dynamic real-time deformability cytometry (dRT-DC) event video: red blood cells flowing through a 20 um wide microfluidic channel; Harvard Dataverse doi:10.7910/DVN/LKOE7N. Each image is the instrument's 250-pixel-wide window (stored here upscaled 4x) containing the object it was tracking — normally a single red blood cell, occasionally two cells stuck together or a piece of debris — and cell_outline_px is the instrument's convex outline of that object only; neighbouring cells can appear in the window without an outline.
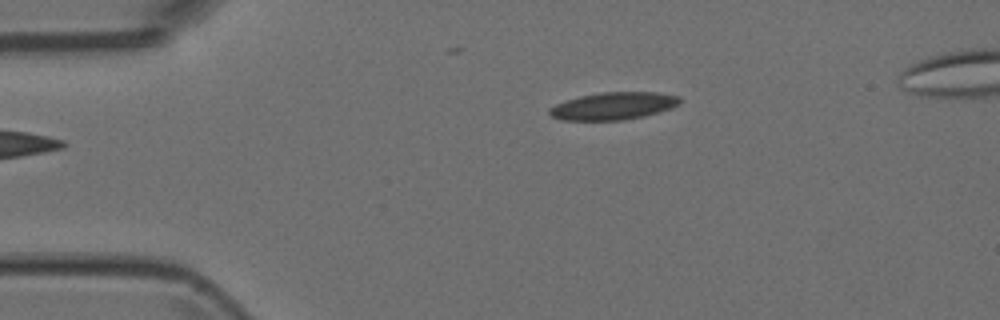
{"species": "Egyptian fruit bat (a non-hibernating species)", "species_latin": "Rousettus aegyptiacus", "temperature_condition": "room temperature", "stored_images_in_passage": 4, "camera_frame_rate_fps": 3000, "um_per_image_px": 0.085, "animal": {"sex": "female"}, "frame": {"image": 1, "passage_image": 1, "time_ms": 0.0, "image_size_px": [1000, 320], "cell_outline_px": [[680, 104], [672, 108], [644, 116], [620, 120], [560, 120], [552, 116], [548, 112], [548, 108], [556, 104], [580, 96], [600, 92], [656, 92], [680, 96]], "centroid_in_image_um": [52.15, 9.0], "position_along_channel_um": 32.9, "area_um2": 20.81}}
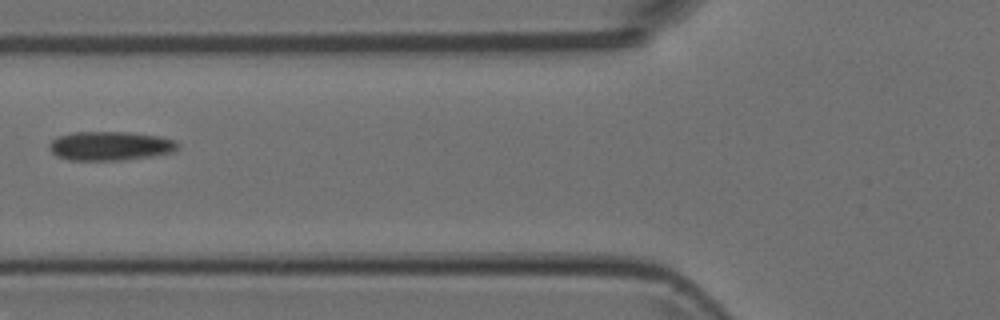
{"frame": {"image": 2, "passage_image": 4, "time_ms": 1.0, "image_size_px": [1000, 320], "cell_outline_px": [[180, 148], [176, 152], [152, 156], [120, 160], [68, 160], [56, 156], [48, 148], [48, 144], [56, 136], [76, 132], [128, 132], [160, 136], [176, 140], [180, 144]], "centroid_in_image_um": [9.4, 12.4], "position_along_channel_um": 116.4, "area_um2": 22.08}}